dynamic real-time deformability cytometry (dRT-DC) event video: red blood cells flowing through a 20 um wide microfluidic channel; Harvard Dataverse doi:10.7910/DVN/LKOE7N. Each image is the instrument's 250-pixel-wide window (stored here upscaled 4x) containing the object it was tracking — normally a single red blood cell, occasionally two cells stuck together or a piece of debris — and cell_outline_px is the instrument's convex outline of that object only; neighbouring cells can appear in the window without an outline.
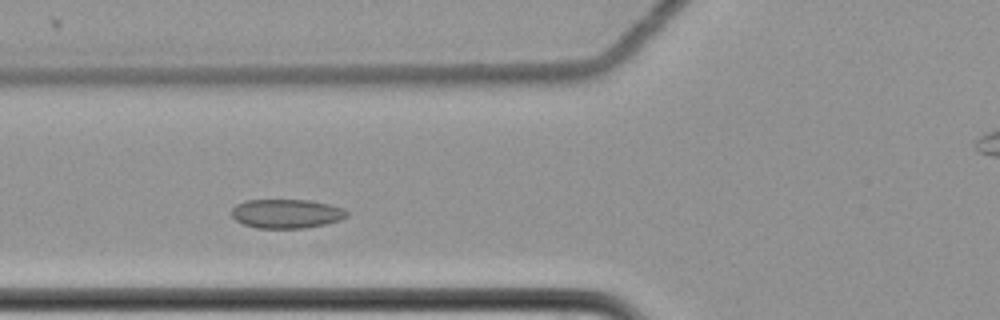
{"species": "common noctule bat (a hibernating species)", "species_latin": "Nyctalus noctula", "temperature_condition": "cold", "stored_images_in_passage": 11, "camera_frame_rate_fps": 3000, "um_per_image_px": 0.085, "animal": {"sex": "female", "body_mass_g": 22.7, "forearm_length_mm": 54.2}, "frame": {"image": 1, "passage_image": 5, "time_ms": 1.333, "image_size_px": [1000, 320], "cell_outline_px": [[348, 216], [340, 220], [324, 224], [304, 228], [256, 228], [244, 224], [236, 220], [232, 216], [232, 208], [236, 204], [244, 200], [308, 200], [328, 204], [344, 208], [348, 212]], "centroid_in_image_um": [24.34, 18.16], "position_along_channel_um": 101.5, "area_um2": 19.54}}
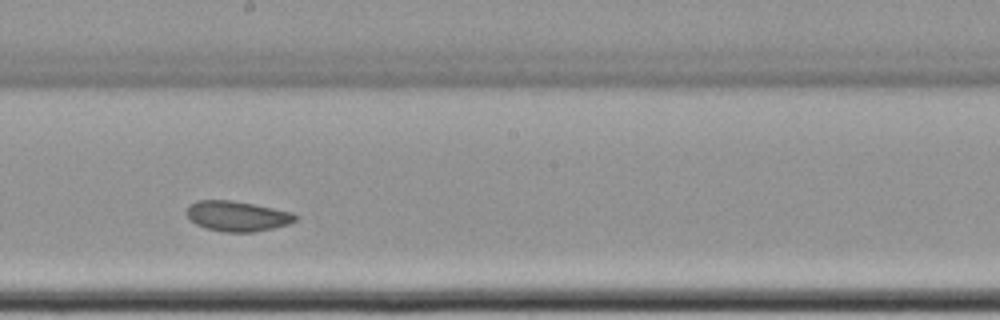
{"frame": {"image": 2, "passage_image": 8, "time_ms": 2.333, "image_size_px": [1000, 320], "cell_outline_px": [[300, 216], [296, 220], [288, 224], [272, 228], [252, 232], [220, 232], [204, 228], [196, 224], [188, 216], [188, 204], [196, 200], [232, 200], [292, 212]], "centroid_in_image_um": [20.16, 18.37], "position_along_channel_um": 228.0, "area_um2": 19.13}}
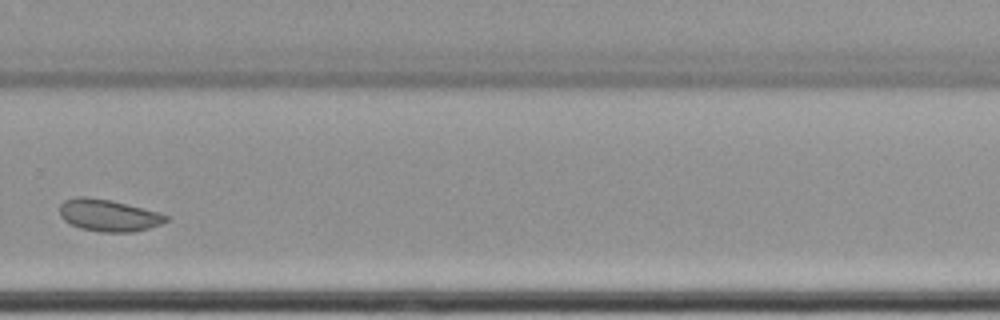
{"frame": {"image": 3, "passage_image": 10, "time_ms": 3.0, "image_size_px": [1000, 320], "cell_outline_px": [[168, 220], [160, 224], [148, 228], [132, 232], [100, 232], [80, 228], [64, 220], [60, 216], [60, 204], [64, 200], [76, 196], [88, 196], [112, 200], [160, 212], [168, 216]], "centroid_in_image_um": [9.21, 18.29], "position_along_channel_um": 320.6, "area_um2": 19.94}}